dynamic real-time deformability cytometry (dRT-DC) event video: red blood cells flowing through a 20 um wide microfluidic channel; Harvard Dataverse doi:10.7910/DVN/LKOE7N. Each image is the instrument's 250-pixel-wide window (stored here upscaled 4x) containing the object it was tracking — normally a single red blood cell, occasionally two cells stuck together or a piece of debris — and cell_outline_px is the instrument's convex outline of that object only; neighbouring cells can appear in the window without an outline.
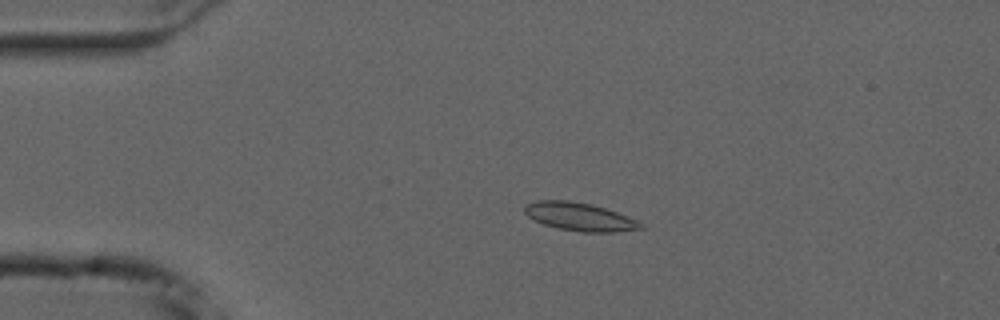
{"species": "common noctule bat (a hibernating species)", "species_latin": "Nyctalus noctula", "temperature_condition": "cold", "stored_images_in_passage": 54, "camera_frame_rate_fps": 3000, "um_per_image_px": 0.085, "animal": {"sex": "male", "forearm_length_mm": 52.5}, "frame": {"image": 1, "passage_image": 12, "time_ms": 3.667, "image_size_px": [1000, 320], "cell_outline_px": [[644, 228], [616, 232], [580, 232], [556, 228], [544, 224], [528, 216], [524, 212], [524, 204], [536, 200], [568, 200], [592, 204], [616, 212], [636, 220], [644, 224]], "centroid_in_image_um": [49.24, 18.42], "position_along_channel_um": 35.8, "area_um2": 19.07}}
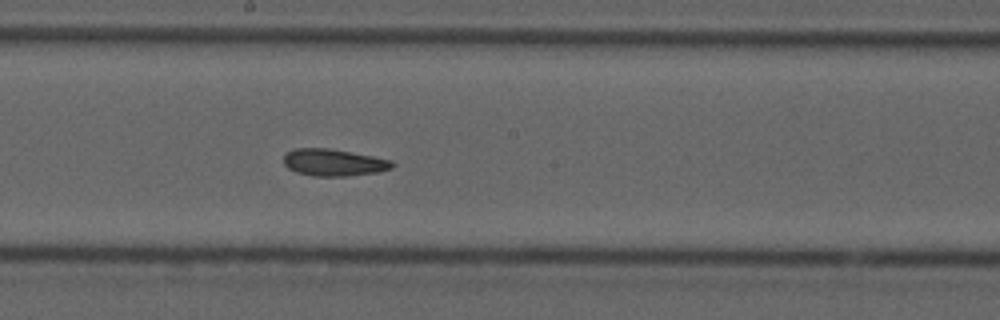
{"frame": {"image": 2, "passage_image": 30, "time_ms": 9.667, "image_size_px": [1000, 320], "cell_outline_px": [[396, 164], [392, 168], [380, 172], [344, 176], [312, 176], [296, 172], [288, 168], [284, 164], [284, 156], [288, 152], [296, 148], [328, 148], [372, 156], [392, 160]], "centroid_in_image_um": [28.38, 13.82], "position_along_channel_um": 219.8, "area_um2": 17.05}}
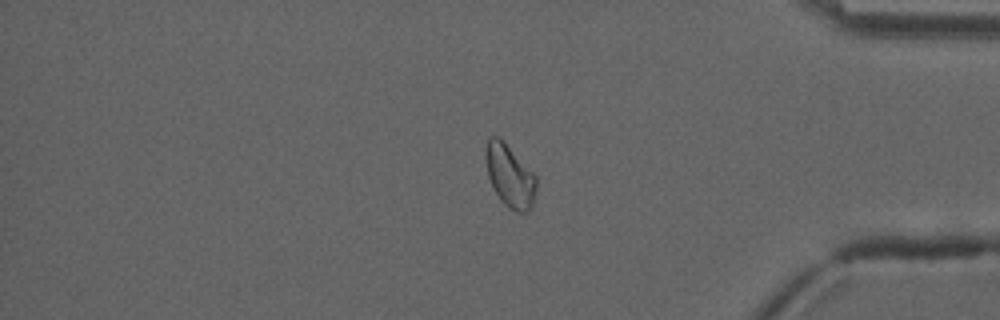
{"frame": {"image": 3, "passage_image": 46, "time_ms": 15.0, "image_size_px": [1000, 320], "cell_outline_px": [[536, 188], [532, 204], [528, 212], [516, 212], [508, 208], [500, 200], [488, 176], [484, 156], [484, 152], [488, 136], [496, 136], [536, 176]], "centroid_in_image_um": [43.3, 14.98], "position_along_channel_um": 391.9, "area_um2": 17.98}}